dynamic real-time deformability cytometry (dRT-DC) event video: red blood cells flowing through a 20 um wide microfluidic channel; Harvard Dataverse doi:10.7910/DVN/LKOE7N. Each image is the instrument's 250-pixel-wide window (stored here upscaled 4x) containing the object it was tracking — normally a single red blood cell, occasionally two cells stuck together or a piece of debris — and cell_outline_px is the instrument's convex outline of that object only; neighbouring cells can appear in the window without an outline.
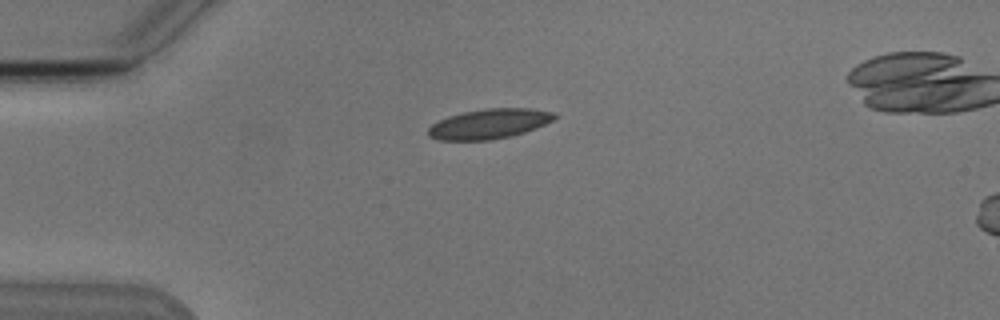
{"species": "Egyptian fruit bat (a non-hibernating species)", "species_latin": "Rousettus aegyptiacus", "temperature_condition": "cold", "stored_images_in_passage": 3, "camera_frame_rate_fps": 3000, "um_per_image_px": 0.085, "animal": {"sex": "male"}, "frame": {"image": 1, "passage_image": 1, "time_ms": 0.0, "image_size_px": [1000, 320], "cell_outline_px": [[556, 116], [552, 120], [536, 128], [512, 136], [488, 140], [440, 140], [428, 136], [428, 128], [432, 124], [448, 116], [464, 112], [488, 108], [528, 108], [552, 112]], "centroid_in_image_um": [41.55, 10.53], "position_along_channel_um": 43.4, "area_um2": 21.73}}